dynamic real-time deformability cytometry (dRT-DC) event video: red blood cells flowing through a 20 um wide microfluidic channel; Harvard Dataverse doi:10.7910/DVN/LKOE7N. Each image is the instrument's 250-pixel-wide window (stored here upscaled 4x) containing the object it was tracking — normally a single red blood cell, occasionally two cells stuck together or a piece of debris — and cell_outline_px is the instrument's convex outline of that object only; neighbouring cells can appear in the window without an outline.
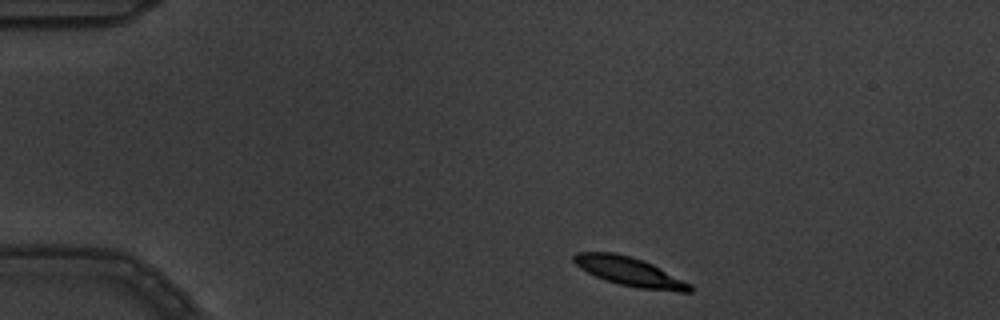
{"species": "common noctule bat (a hibernating species)", "species_latin": "Nyctalus noctula", "temperature_condition": "warm", "stored_images_in_passage": 3, "camera_frame_rate_fps": 3000, "um_per_image_px": 0.085, "animal": {"sex": "male", "body_mass_g": 19.5, "forearm_length_mm": 54.6}, "frame": {"image": 1, "passage_image": 1, "time_ms": 0.0, "image_size_px": [1000, 320], "cell_outline_px": [[692, 292], [680, 292], [636, 288], [604, 280], [580, 268], [572, 260], [572, 256], [576, 252], [616, 252], [644, 260], [692, 284]], "centroid_in_image_um": [53.52, 23.09], "position_along_channel_um": 31.5, "area_um2": 19.65}}